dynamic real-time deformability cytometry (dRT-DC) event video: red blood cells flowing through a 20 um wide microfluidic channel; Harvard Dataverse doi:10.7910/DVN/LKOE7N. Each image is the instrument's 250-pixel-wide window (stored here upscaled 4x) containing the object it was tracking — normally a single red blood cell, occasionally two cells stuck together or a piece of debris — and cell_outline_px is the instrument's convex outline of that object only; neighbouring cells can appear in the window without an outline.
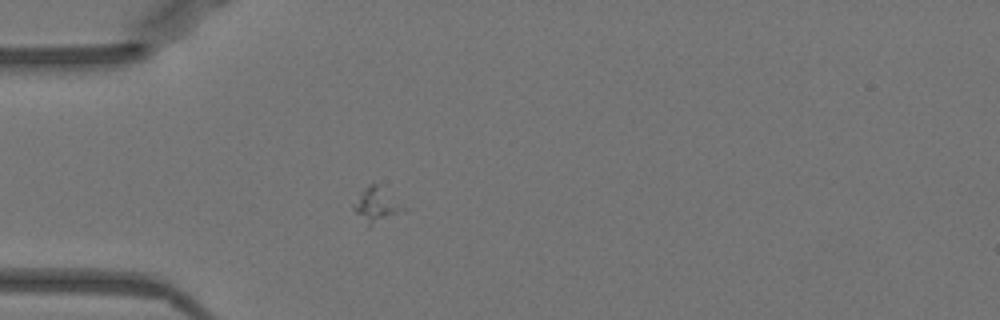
{"species": "Egyptian fruit bat (a non-hibernating species)", "species_latin": "Rousettus aegyptiacus", "temperature_condition": "warm", "stored_images_in_passage": 38, "camera_frame_rate_fps": 3000, "um_per_image_px": 0.085, "animal": {"sex": "female"}, "frame": {"image": 1, "passage_image": 1, "time_ms": 0.0, "image_size_px": [1000, 320], "cell_outline_px": [[408, 208], [404, 212], [368, 228], [352, 208], [352, 204], [368, 184], [376, 184]], "centroid_in_image_um": [32.01, 17.49], "position_along_channel_um": 53.0, "area_um2": 10.12}}
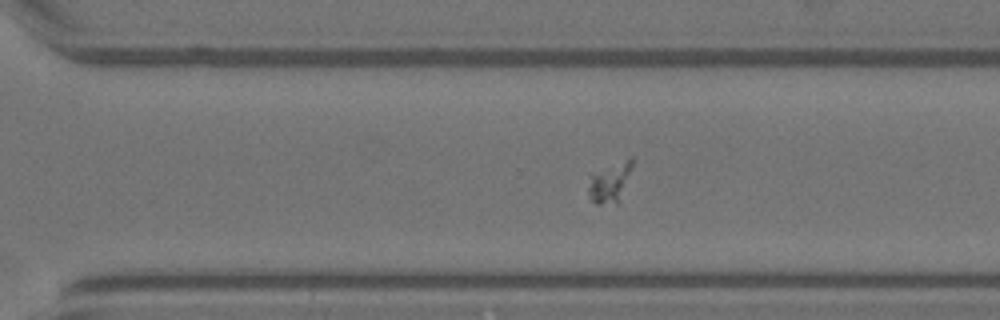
{"frame": {"image": 2, "passage_image": 22, "time_ms": 7.0, "image_size_px": [1000, 320], "cell_outline_px": [[636, 156], [620, 204], [596, 204], [592, 200], [588, 192], [588, 188], [592, 172], [632, 156]], "centroid_in_image_um": [51.9, 15.49], "position_along_channel_um": 318.7, "area_um2": 10.58}}
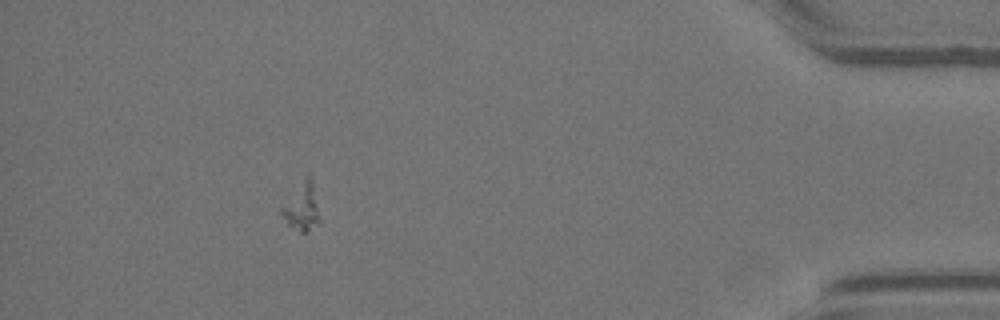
{"frame": {"image": 3, "passage_image": 33, "time_ms": 10.667, "image_size_px": [1000, 320], "cell_outline_px": [[320, 220], [304, 232], [300, 232], [288, 224], [280, 212], [280, 208], [308, 172], [312, 176]], "centroid_in_image_um": [25.65, 17.52], "position_along_channel_um": 409.5, "area_um2": 10.29}}